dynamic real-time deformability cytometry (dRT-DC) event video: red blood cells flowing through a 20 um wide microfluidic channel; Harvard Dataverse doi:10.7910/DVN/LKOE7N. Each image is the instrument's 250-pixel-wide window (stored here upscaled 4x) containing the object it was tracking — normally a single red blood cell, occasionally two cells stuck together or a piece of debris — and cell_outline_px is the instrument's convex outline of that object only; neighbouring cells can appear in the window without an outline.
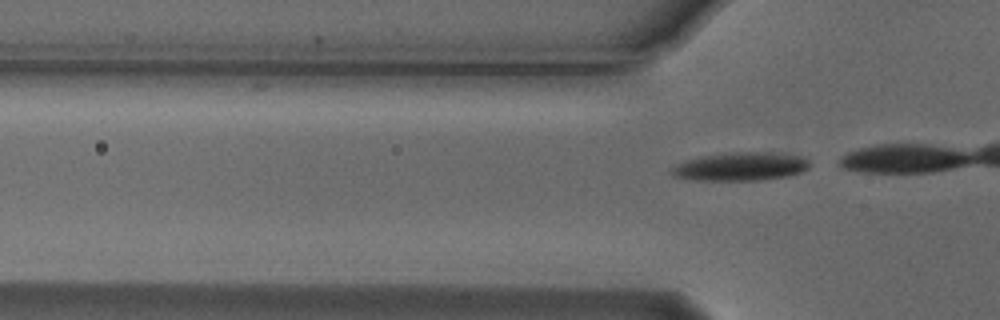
{"species": "Egyptian fruit bat (a non-hibernating species)", "species_latin": "Rousettus aegyptiacus", "temperature_condition": "cold", "stored_images_in_passage": 5, "camera_frame_rate_fps": 3000, "um_per_image_px": 0.085, "animal": {"sex": "male"}, "frame": {"image": 1, "passage_image": 3, "time_ms": 0.667, "image_size_px": [1000, 320], "cell_outline_px": [[808, 168], [800, 172], [788, 176], [760, 180], [696, 180], [672, 176], [672, 168], [676, 164], [684, 160], [700, 156], [732, 152], [756, 152], [804, 156], [808, 160]], "centroid_in_image_um": [62.91, 14.15], "position_along_channel_um": 62.9, "area_um2": 22.66}}
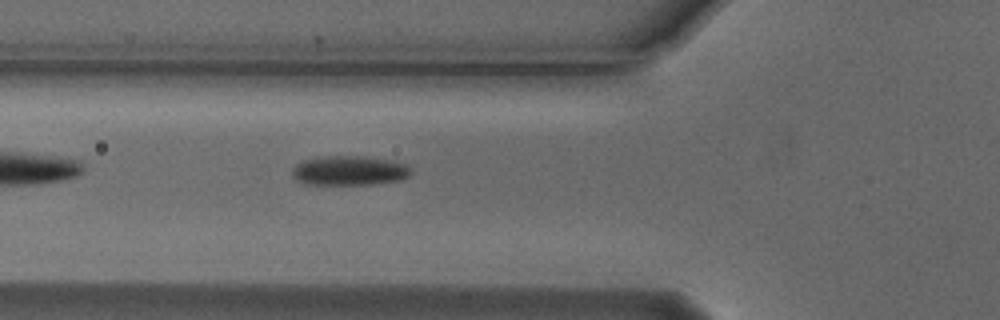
{"frame": {"image": 2, "passage_image": 5, "time_ms": 1.333, "image_size_px": [1000, 320], "cell_outline_px": [[412, 172], [404, 180], [372, 184], [304, 184], [296, 180], [292, 176], [292, 168], [296, 164], [304, 160], [320, 156], [364, 156], [392, 160], [408, 164], [412, 168]], "centroid_in_image_um": [29.73, 14.49], "position_along_channel_um": 96.1, "area_um2": 20.81}}